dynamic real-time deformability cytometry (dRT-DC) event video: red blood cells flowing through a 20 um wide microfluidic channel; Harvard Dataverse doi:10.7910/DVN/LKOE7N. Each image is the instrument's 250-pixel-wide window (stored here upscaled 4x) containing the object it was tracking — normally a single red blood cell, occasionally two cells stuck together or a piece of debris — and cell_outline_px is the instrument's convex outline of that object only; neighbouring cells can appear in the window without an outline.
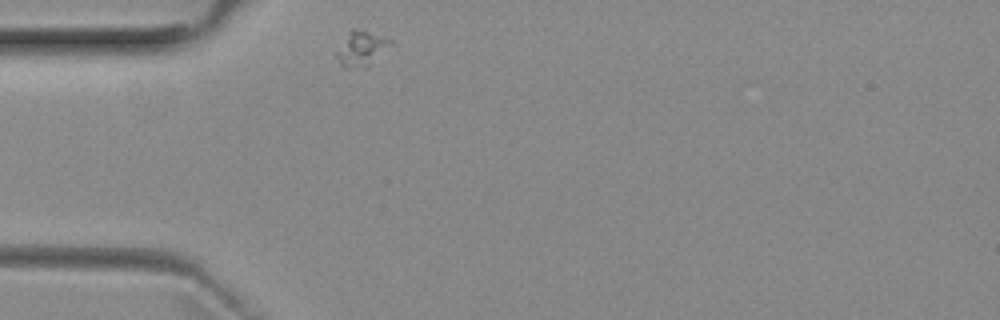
{"species": "common noctule bat (a hibernating species)", "species_latin": "Nyctalus noctula", "temperature_condition": "room temperature", "stored_images_in_passage": 29, "camera_frame_rate_fps": 3000, "um_per_image_px": 0.085, "animal": {"sex": "female", "body_mass_g": 29.2, "forearm_length_mm": 56.3}, "frame": {"image": 1, "passage_image": 1, "time_ms": 0.0, "image_size_px": [1000, 320], "cell_outline_px": [[392, 44], [368, 68], [344, 68], [340, 64], [336, 56], [336, 52], [348, 32], [352, 28], [356, 28], [392, 40]], "centroid_in_image_um": [30.71, 4.16], "position_along_channel_um": 54.3, "area_um2": 10.98}}
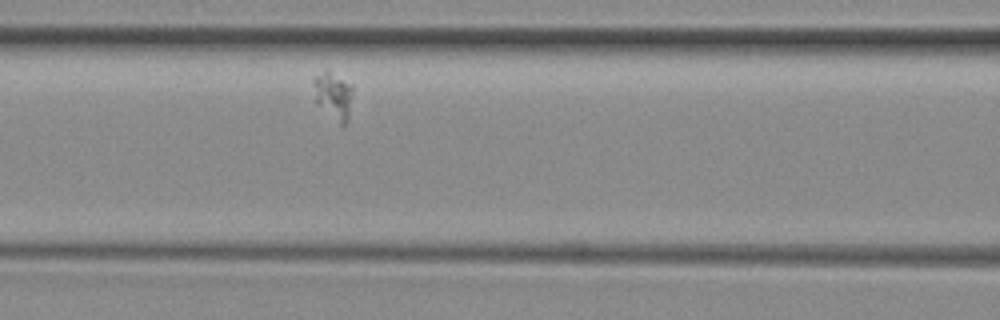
{"frame": {"image": 2, "passage_image": 9, "time_ms": 2.667, "image_size_px": [1000, 320], "cell_outline_px": [[352, 92], [348, 116], [344, 124], [340, 124], [316, 104], [312, 80], [316, 76], [324, 72], [328, 72], [352, 84]], "centroid_in_image_um": [28.31, 8.14], "position_along_channel_um": 138.3, "area_um2": 10.35}}
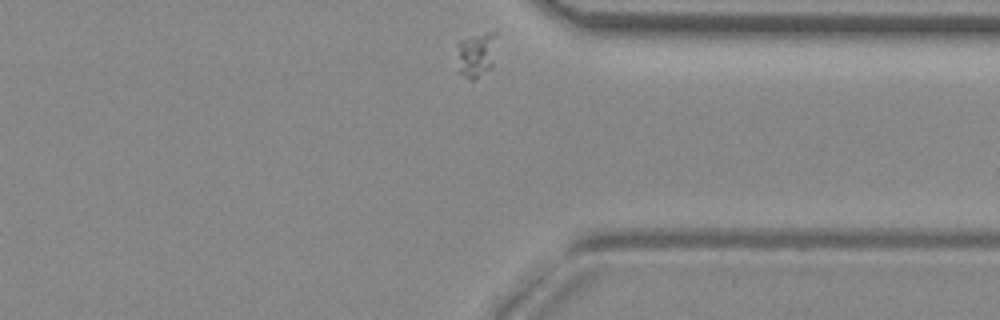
{"frame": {"image": 3, "passage_image": 29, "time_ms": 9.333, "image_size_px": [1000, 320], "cell_outline_px": [[496, 32], [492, 68], [472, 80], [468, 80], [456, 72], [456, 44], [460, 40], [496, 28]], "centroid_in_image_um": [40.42, 4.64], "position_along_channel_um": 371.0, "area_um2": 10.98}}